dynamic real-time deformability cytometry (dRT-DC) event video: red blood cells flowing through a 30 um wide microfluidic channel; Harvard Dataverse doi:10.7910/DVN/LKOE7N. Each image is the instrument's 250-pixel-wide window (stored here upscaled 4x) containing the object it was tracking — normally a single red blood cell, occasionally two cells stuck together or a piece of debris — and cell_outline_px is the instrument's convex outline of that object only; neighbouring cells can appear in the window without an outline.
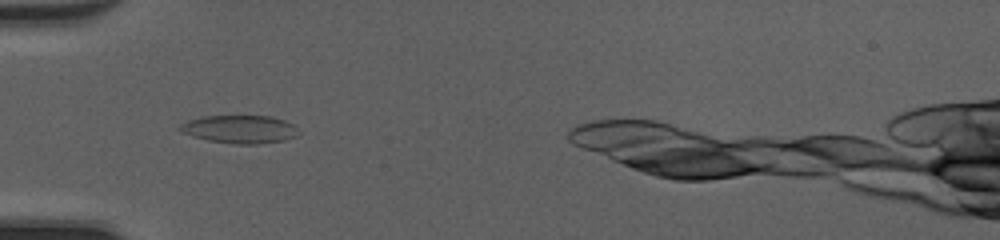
{"species": "common noctule bat (a hibernating species)", "species_latin": "Nyctalus noctula", "temperature_condition": "cold", "stored_images_in_passage": 5, "camera_frame_rate_fps": 3000, "um_per_image_px": 0.085, "animal": {"sex": "female", "body_mass_g": 20.0, "forearm_length_mm": 54.0}, "frame": {"image": 1, "passage_image": 3, "time_ms": 0.667, "image_size_px": [1000, 240], "cell_outline_px": [[296, 136], [284, 140], [256, 144], [236, 144], [208, 140], [192, 136], [176, 128], [180, 124], [188, 120], [204, 116], [272, 116], [296, 124]], "centroid_in_image_um": [20.37, 10.97], "position_along_channel_um": 64.6, "area_um2": 19.31}}